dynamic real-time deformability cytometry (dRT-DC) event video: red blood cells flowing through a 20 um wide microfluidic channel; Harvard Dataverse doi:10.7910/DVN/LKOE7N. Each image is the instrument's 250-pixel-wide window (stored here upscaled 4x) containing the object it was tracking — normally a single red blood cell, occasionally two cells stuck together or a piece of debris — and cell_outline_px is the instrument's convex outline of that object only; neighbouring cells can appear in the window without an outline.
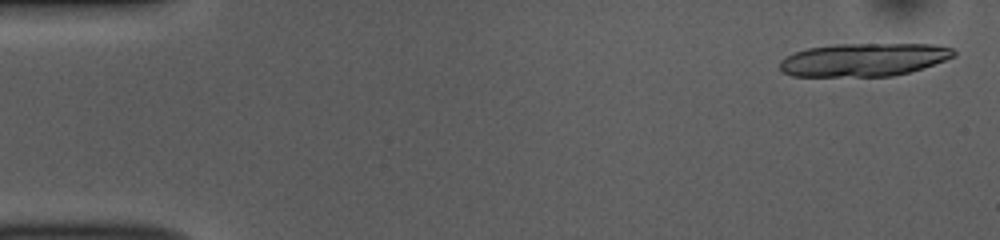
{"species": "common noctule bat (a hibernating species)", "species_latin": "Nyctalus noctula", "temperature_condition": "room temperature", "stored_images_in_passage": 17, "camera_frame_rate_fps": 3000, "um_per_image_px": 0.085, "animal": {"sex": "female", "body_mass_g": 10.0, "forearm_length_mm": 53.1}, "frame": {"image": 1, "passage_image": 2, "time_ms": 0.333, "image_size_px": [1000, 240], "cell_outline_px": [[956, 56], [908, 72], [892, 76], [792, 76], [780, 72], [780, 60], [792, 52], [808, 48], [832, 44], [932, 44], [952, 48], [956, 52]], "centroid_in_image_um": [73.36, 5.07], "position_along_channel_um": 11.6, "area_um2": 33.58}}